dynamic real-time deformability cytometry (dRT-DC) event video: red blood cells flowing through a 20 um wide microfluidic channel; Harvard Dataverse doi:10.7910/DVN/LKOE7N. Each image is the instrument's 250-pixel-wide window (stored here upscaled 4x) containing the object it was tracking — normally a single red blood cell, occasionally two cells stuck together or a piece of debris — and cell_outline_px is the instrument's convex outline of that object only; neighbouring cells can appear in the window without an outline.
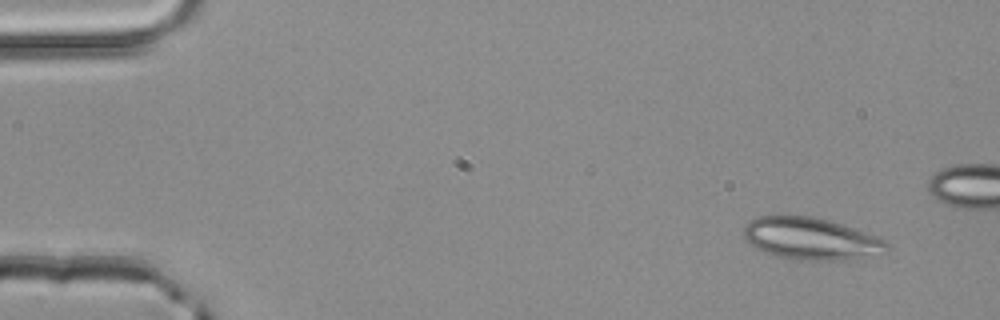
{"species": "common noctule bat (a hibernating species)", "species_latin": "Nyctalus noctula", "temperature_condition": "room temperature", "stored_images_in_passage": 4, "segment_of_instrument_passage": [2, 2], "camera_frame_rate_fps": 3000, "um_per_image_px": 0.085, "animal": {"sex": "male", "body_mass_g": 20.4}, "frame": {"image": 1, "passage_image": 4, "time_ms": 1.0, "image_size_px": [1000, 320], "cell_outline_px": [[888, 248], [876, 256], [832, 260], [792, 260], [776, 256], [764, 252], [748, 244], [744, 236], [744, 228], [752, 220], [760, 216], [812, 216], [828, 220], [876, 236], [884, 240], [888, 244]], "centroid_in_image_um": [68.9, 20.3], "position_along_channel_um": 16.1, "area_um2": 34.74}}